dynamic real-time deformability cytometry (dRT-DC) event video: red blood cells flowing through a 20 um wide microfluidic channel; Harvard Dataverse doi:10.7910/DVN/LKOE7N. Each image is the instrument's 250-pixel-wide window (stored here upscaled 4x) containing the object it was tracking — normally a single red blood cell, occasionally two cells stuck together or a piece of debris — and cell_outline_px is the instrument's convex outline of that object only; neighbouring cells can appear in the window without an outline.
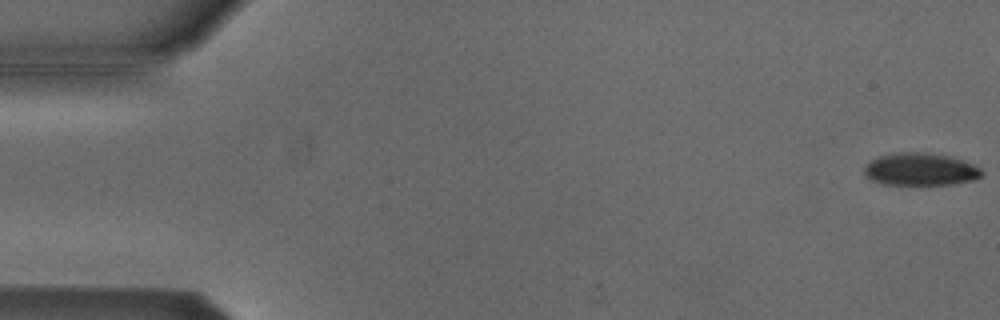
{"species": "Egyptian fruit bat (a non-hibernating species)", "species_latin": "Rousettus aegyptiacus", "temperature_condition": "cold", "stored_images_in_passage": 55, "camera_frame_rate_fps": 3000, "um_per_image_px": 0.085, "animal": {"sex": "male"}, "frame": {"image": 1, "passage_image": 1, "time_ms": 0.0, "image_size_px": [1000, 320], "cell_outline_px": [[984, 172], [976, 180], [952, 184], [916, 188], [884, 184], [872, 180], [864, 176], [864, 168], [872, 160], [880, 156], [900, 152], [928, 152], [952, 156], [972, 164], [980, 168]], "centroid_in_image_um": [78.25, 14.44], "position_along_channel_um": 6.7, "area_um2": 23.24}}
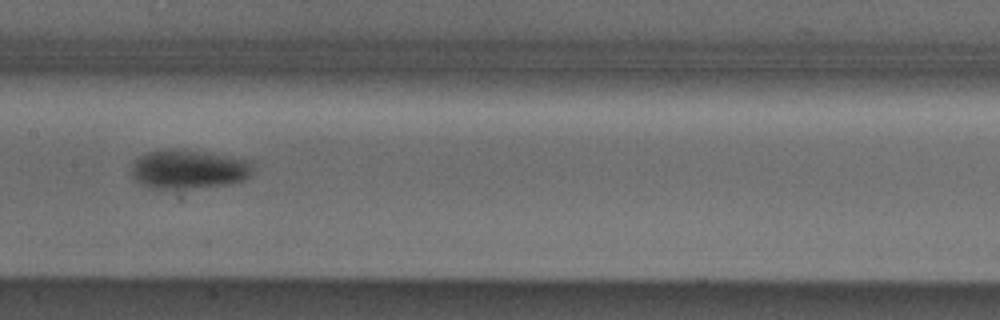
{"frame": {"image": 2, "passage_image": 27, "time_ms": 8.667, "image_size_px": [1000, 320], "cell_outline_px": [[252, 168], [248, 176], [244, 180], [228, 184], [192, 188], [152, 188], [140, 184], [132, 180], [132, 164], [140, 156], [148, 152], [164, 148], [196, 152], [252, 160]], "centroid_in_image_um": [15.98, 14.4], "position_along_channel_um": 191.4, "area_um2": 27.22}}
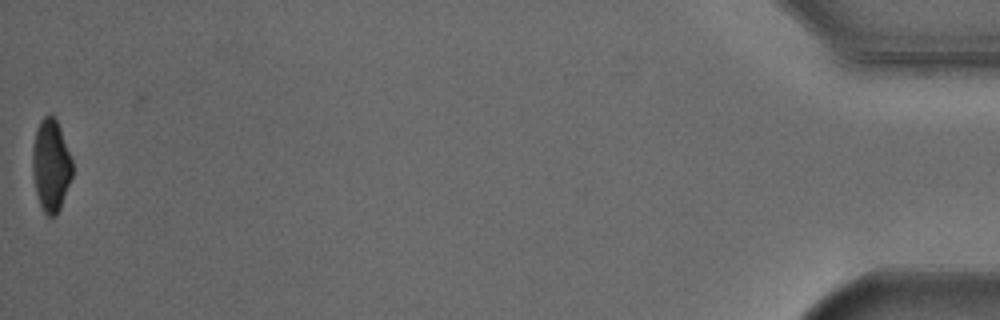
{"frame": {"image": 3, "passage_image": 54, "time_ms": 17.667, "image_size_px": [1000, 320], "cell_outline_px": [[72, 176], [60, 208], [56, 216], [48, 216], [44, 212], [40, 204], [36, 192], [32, 176], [32, 144], [36, 128], [40, 120], [44, 116], [52, 112], [60, 128], [72, 160]], "centroid_in_image_um": [4.3, 14.02], "position_along_channel_um": 430.9, "area_um2": 21.56}, "authors_computed_cell_mechanics": {"area_um2": 25.2008, "velocity_mm_per_s": 3.8177, "shape_relaxation_time_tau1_ms": 2.9173, "shape_relaxation_time_tau2_ms": null, "deformation_change_tau1": 0.0994, "deformation_change_tau2": null}}